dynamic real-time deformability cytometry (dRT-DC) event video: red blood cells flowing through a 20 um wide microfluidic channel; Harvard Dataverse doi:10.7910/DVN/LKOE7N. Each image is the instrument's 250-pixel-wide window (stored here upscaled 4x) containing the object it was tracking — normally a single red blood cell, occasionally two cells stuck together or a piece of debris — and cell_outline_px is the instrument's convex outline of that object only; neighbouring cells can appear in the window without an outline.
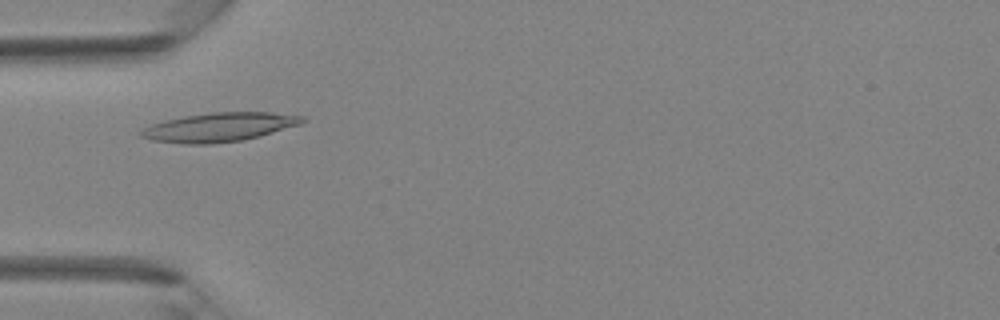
{"species": "Egyptian fruit bat (a non-hibernating species)", "species_latin": "Rousettus aegyptiacus", "temperature_condition": "room temperature", "stored_images_in_passage": 37, "camera_frame_rate_fps": 3000, "um_per_image_px": 0.085, "animal": {"sex": "female"}, "frame": {"image": 1, "passage_image": 9, "time_ms": 2.667, "image_size_px": [1000, 320], "cell_outline_px": [[308, 120], [300, 124], [260, 136], [240, 140], [208, 144], [184, 144], [152, 140], [140, 136], [136, 132], [152, 124], [164, 120], [184, 116], [212, 112], [268, 112], [304, 116]], "centroid_in_image_um": [18.61, 10.8], "position_along_channel_um": 66.4, "area_um2": 27.17}}
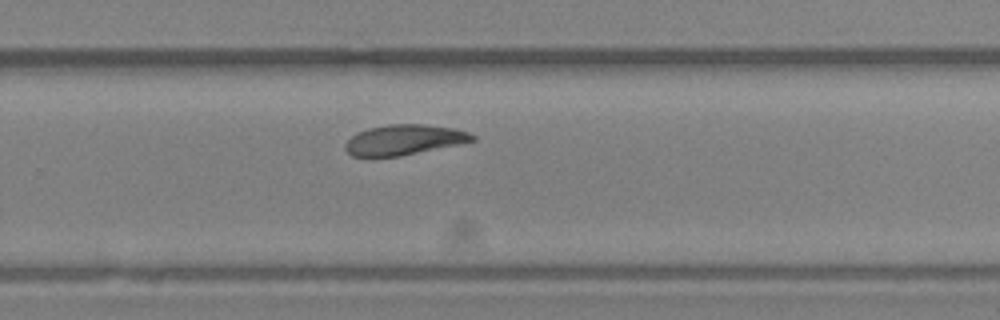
{"frame": {"image": 2, "passage_image": 23, "time_ms": 7.333, "image_size_px": [1000, 320], "cell_outline_px": [[476, 140], [460, 144], [400, 156], [352, 156], [344, 148], [344, 144], [356, 132], [368, 128], [388, 124], [424, 124], [452, 128], [468, 132], [476, 136]], "centroid_in_image_um": [34.34, 11.88], "position_along_channel_um": 295.5, "area_um2": 22.37}}
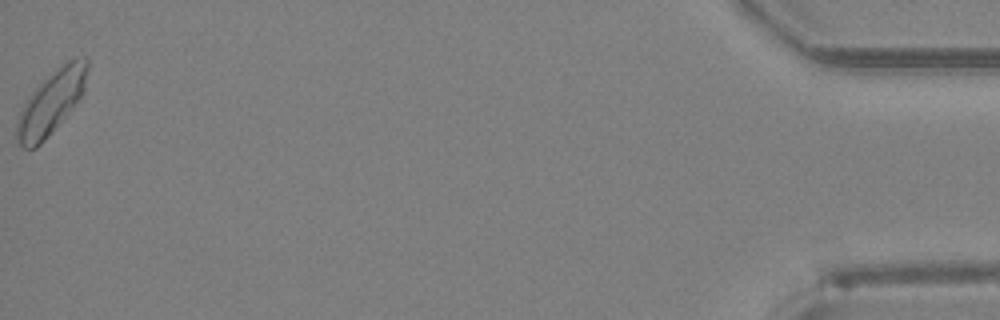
{"frame": {"image": 3, "passage_image": 37, "time_ms": 12.0, "image_size_px": [1000, 320], "cell_outline_px": [[88, 68], [84, 92], [80, 100], [44, 140], [36, 148], [24, 148], [16, 140], [16, 124], [20, 112], [24, 104], [32, 92], [60, 64], [68, 60], [84, 56], [88, 60]], "centroid_in_image_um": [4.38, 8.69], "position_along_channel_um": 430.8, "area_um2": 25.84}}